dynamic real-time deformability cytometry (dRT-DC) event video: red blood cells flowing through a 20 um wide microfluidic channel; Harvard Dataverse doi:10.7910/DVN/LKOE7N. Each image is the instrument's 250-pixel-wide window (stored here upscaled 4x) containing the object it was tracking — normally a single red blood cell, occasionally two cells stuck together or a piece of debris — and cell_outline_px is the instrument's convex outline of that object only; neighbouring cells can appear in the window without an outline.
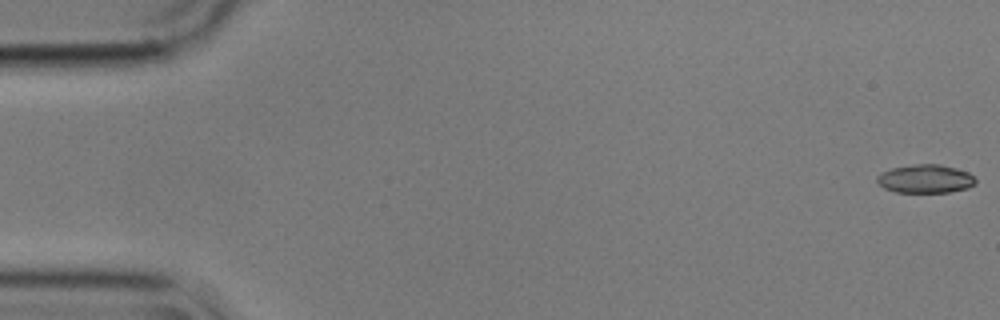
{"species": "common noctule bat (a hibernating species)", "species_latin": "Nyctalus noctula", "temperature_condition": "cold", "stored_images_in_passage": 56, "camera_frame_rate_fps": 3000, "um_per_image_px": 0.085, "animal": {"sex": "male", "body_mass_g": 17.9}, "frame": {"image": 1, "passage_image": 1, "time_ms": 0.0, "image_size_px": [1000, 320], "cell_outline_px": [[976, 184], [968, 188], [948, 192], [896, 192], [884, 188], [876, 180], [876, 176], [892, 168], [916, 164], [940, 164], [956, 168], [968, 172], [976, 180]], "centroid_in_image_um": [78.68, 15.2], "position_along_channel_um": 6.3, "area_um2": 16.24}}
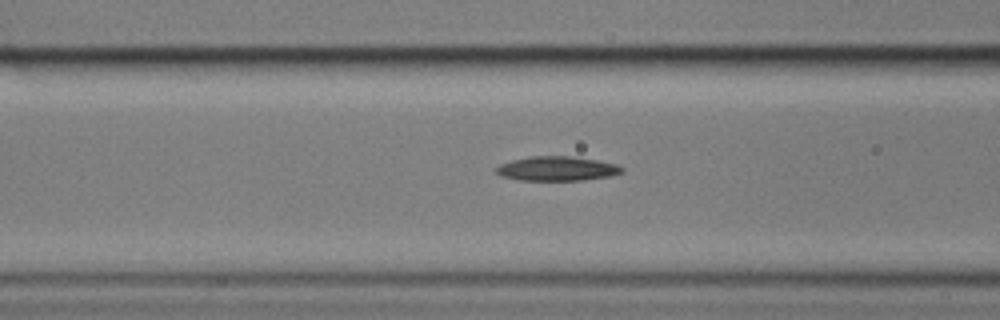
{"frame": {"image": 2, "passage_image": 22, "time_ms": 7.0, "image_size_px": [1000, 320], "cell_outline_px": [[624, 172], [612, 176], [584, 180], [516, 180], [500, 176], [492, 168], [500, 164], [512, 160], [532, 156], [568, 156], [596, 160], [616, 164], [624, 168]], "centroid_in_image_um": [47.32, 14.34], "position_along_channel_um": 119.3, "area_um2": 18.03}}
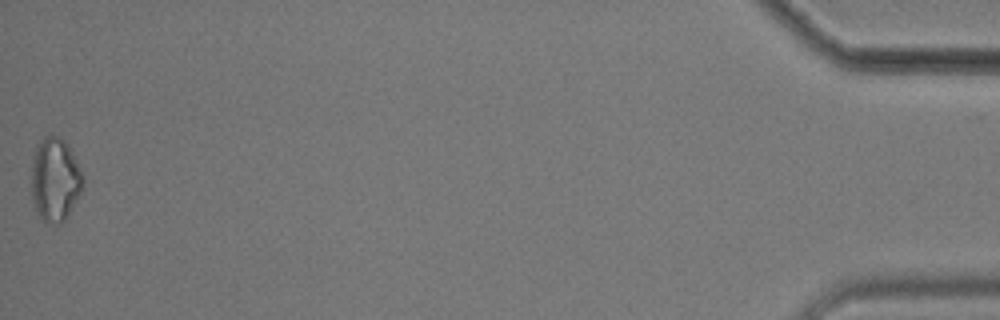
{"frame": {"image": 3, "passage_image": 56, "time_ms": 18.333, "image_size_px": [1000, 320], "cell_outline_px": [[84, 188], [68, 216], [60, 224], [48, 224], [36, 212], [32, 200], [32, 156], [36, 144], [48, 132], [64, 140], [72, 148], [84, 176]], "centroid_in_image_um": [4.7, 15.23], "position_along_channel_um": 430.5, "area_um2": 25.95}, "authors_computed_cell_mechanics": {"area_um2": 17.9469, "velocity_mm_per_s": 3.5802, "shape_relaxation_time_tau1_ms": 6.8602, "shape_relaxation_time_tau2_ms": null, "deformation_change_tau1": 0.1407, "deformation_change_tau2": null}}